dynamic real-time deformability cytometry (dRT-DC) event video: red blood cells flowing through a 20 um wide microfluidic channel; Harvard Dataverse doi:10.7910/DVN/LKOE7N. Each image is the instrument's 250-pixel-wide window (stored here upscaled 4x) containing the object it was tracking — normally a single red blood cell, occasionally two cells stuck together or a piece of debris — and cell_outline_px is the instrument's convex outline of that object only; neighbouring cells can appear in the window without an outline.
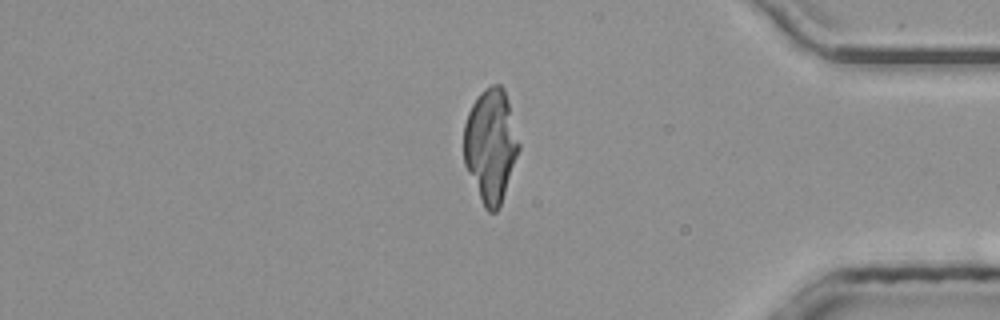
{"species": "common noctule bat (a hibernating species)", "species_latin": "Nyctalus noctula", "temperature_condition": "room temperature", "stored_images_in_passage": 41, "camera_frame_rate_fps": 3000, "um_per_image_px": 0.085, "animal": {"sex": "male", "body_mass_g": 20.4}, "frame": {"image": 1, "passage_image": 33, "time_ms": 10.667, "image_size_px": [1000, 320], "cell_outline_px": [[520, 148], [500, 208], [496, 212], [488, 212], [484, 208], [464, 164], [464, 124], [468, 112], [472, 104], [480, 92], [484, 88], [492, 84], [500, 84], [504, 88], [508, 100], [520, 144]], "centroid_in_image_um": [41.71, 12.37], "position_along_channel_um": 393.5, "area_um2": 36.59}}
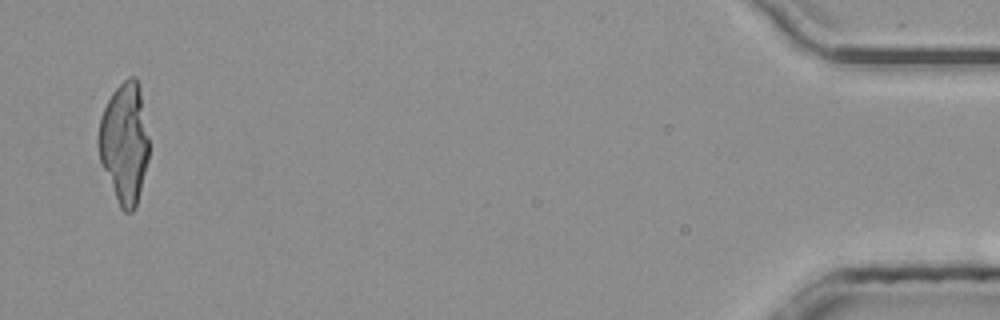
{"frame": {"image": 2, "passage_image": 40, "time_ms": 13.0, "image_size_px": [1000, 320], "cell_outline_px": [[148, 160], [136, 208], [132, 212], [124, 212], [120, 208], [100, 160], [100, 116], [112, 92], [128, 76], [136, 76], [140, 88], [148, 136]], "centroid_in_image_um": [10.6, 12.15], "position_along_channel_um": 424.6, "area_um2": 34.97}}